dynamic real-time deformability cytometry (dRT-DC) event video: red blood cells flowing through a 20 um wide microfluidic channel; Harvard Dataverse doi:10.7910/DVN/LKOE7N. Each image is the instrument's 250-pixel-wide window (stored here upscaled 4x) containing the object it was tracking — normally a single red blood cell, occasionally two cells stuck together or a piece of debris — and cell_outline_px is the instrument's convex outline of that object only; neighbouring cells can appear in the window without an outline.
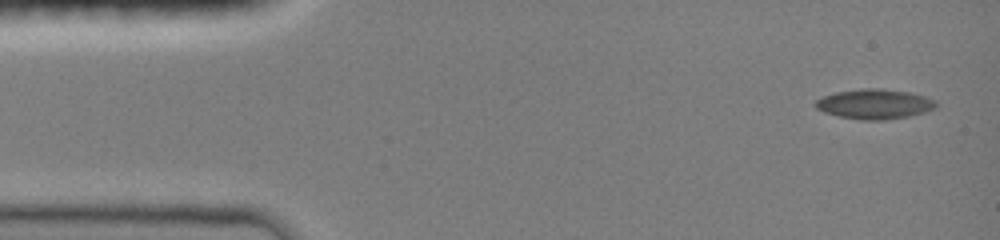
{"species": "common noctule bat (a hibernating species)", "species_latin": "Nyctalus noctula", "temperature_condition": "room temperature", "stored_images_in_passage": 9, "camera_frame_rate_fps": 3000, "um_per_image_px": 0.085, "animal": {"sex": "female", "body_mass_g": 19.0, "forearm_length_mm": 51.5}, "frame": {"image": 1, "passage_image": 1, "time_ms": 0.0, "image_size_px": [1000, 240], "cell_outline_px": [[936, 108], [924, 112], [908, 116], [884, 120], [860, 120], [840, 116], [824, 112], [816, 108], [812, 104], [816, 100], [824, 96], [836, 92], [864, 88], [880, 88], [908, 92], [924, 96], [936, 100]], "centroid_in_image_um": [74.32, 8.84], "position_along_channel_um": 10.7, "area_um2": 20.92}}
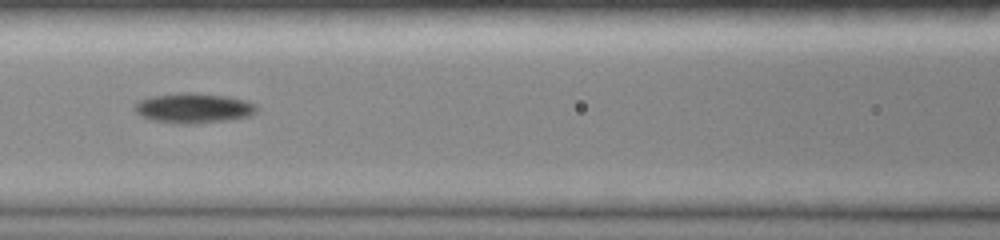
{"frame": {"image": 2, "passage_image": 7, "time_ms": 6.0, "image_size_px": [1000, 240], "cell_outline_px": [[256, 112], [248, 116], [228, 120], [192, 124], [176, 124], [152, 120], [140, 116], [132, 108], [140, 100], [148, 96], [184, 92], [192, 92], [228, 96], [244, 100], [256, 104]], "centroid_in_image_um": [16.41, 9.18], "position_along_channel_um": 150.2, "area_um2": 21.5}}
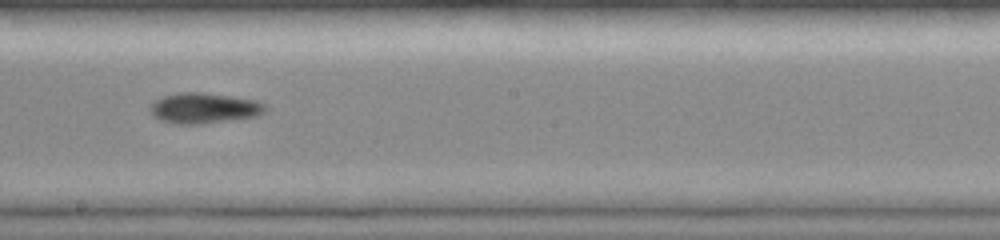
{"frame": {"image": 3, "passage_image": 9, "time_ms": 8.0, "image_size_px": [1000, 240], "cell_outline_px": [[268, 108], [264, 112], [256, 116], [200, 124], [176, 124], [160, 120], [152, 116], [148, 108], [148, 104], [164, 96], [180, 92], [204, 92], [256, 100], [264, 104]], "centroid_in_image_um": [17.29, 9.19], "position_along_channel_um": 230.9, "area_um2": 20.58}}